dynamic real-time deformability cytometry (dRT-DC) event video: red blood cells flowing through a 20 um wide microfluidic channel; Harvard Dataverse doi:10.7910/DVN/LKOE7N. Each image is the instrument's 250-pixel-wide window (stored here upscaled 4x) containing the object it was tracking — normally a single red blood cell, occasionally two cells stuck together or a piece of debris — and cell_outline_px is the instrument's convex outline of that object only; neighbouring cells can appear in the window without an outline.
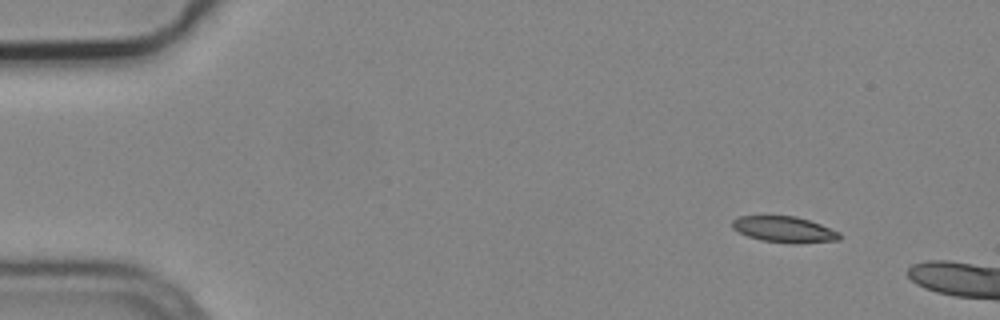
{"species": "common noctule bat (a hibernating species)", "species_latin": "Nyctalus noctula", "temperature_condition": "cold", "stored_images_in_passage": 3, "camera_frame_rate_fps": 3000, "um_per_image_px": 0.085, "animal": {"sex": "male", "body_mass_g": 19.2, "forearm_length_mm": 51.8}, "frame": {"image": 1, "passage_image": 1, "time_ms": 0.0, "image_size_px": [1000, 320], "cell_outline_px": [[840, 240], [796, 244], [760, 240], [748, 236], [732, 228], [732, 220], [740, 216], [796, 216], [820, 224], [840, 232]], "centroid_in_image_um": [66.67, 19.51], "position_along_channel_um": 18.3, "area_um2": 16.24}}